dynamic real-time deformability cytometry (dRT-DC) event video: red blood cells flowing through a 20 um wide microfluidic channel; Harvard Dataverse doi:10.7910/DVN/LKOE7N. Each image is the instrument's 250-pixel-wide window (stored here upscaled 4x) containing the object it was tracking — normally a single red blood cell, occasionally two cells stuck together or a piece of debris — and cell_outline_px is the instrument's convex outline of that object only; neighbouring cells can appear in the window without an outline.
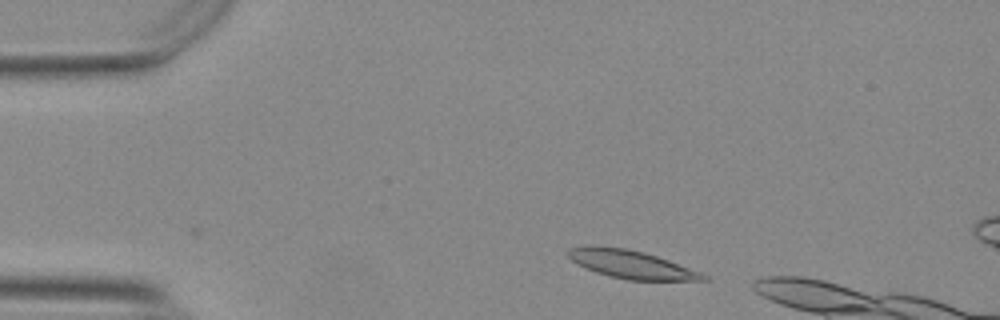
{"species": "Egyptian fruit bat (a non-hibernating species)", "species_latin": "Rousettus aegyptiacus", "temperature_condition": "warm", "stored_images_in_passage": 6, "camera_frame_rate_fps": 3000, "um_per_image_px": 0.085, "animal": {"sex": "female"}, "frame": {"image": 1, "passage_image": 1, "time_ms": 0.0, "image_size_px": [1000, 320], "cell_outline_px": [[708, 280], [628, 280], [608, 276], [596, 272], [576, 264], [568, 256], [568, 248], [584, 244], [624, 248], [644, 252], [668, 260], [700, 272], [708, 276]], "centroid_in_image_um": [53.58, 22.46], "position_along_channel_um": 31.4, "area_um2": 22.14}}